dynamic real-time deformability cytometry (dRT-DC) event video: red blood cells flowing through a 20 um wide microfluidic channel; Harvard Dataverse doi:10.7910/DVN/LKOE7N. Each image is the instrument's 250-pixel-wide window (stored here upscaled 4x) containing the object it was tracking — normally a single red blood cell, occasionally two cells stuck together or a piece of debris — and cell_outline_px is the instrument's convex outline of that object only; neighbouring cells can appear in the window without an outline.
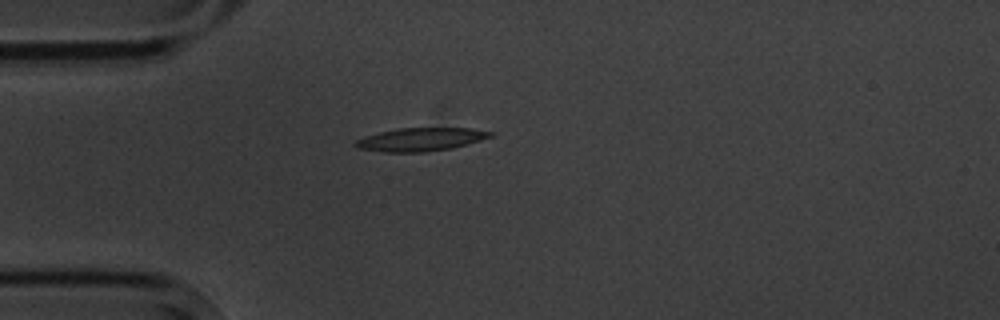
{"species": "common noctule bat (a hibernating species)", "species_latin": "Nyctalus noctula", "temperature_condition": "cold", "stored_images_in_passage": 1, "camera_frame_rate_fps": 3000, "um_per_image_px": 0.085, "animal": {"sex": "male", "body_mass_g": 20.1, "forearm_length_mm": 53.5}, "frame": {"image": 1, "passage_image": 1, "time_ms": 0.0, "image_size_px": [1000, 320], "cell_outline_px": [[496, 136], [468, 144], [452, 148], [424, 152], [384, 152], [356, 148], [352, 144], [356, 140], [364, 136], [396, 128], [472, 128], [496, 132]], "centroid_in_image_um": [35.8, 11.85], "position_along_channel_um": 49.2, "area_um2": 18.61}}